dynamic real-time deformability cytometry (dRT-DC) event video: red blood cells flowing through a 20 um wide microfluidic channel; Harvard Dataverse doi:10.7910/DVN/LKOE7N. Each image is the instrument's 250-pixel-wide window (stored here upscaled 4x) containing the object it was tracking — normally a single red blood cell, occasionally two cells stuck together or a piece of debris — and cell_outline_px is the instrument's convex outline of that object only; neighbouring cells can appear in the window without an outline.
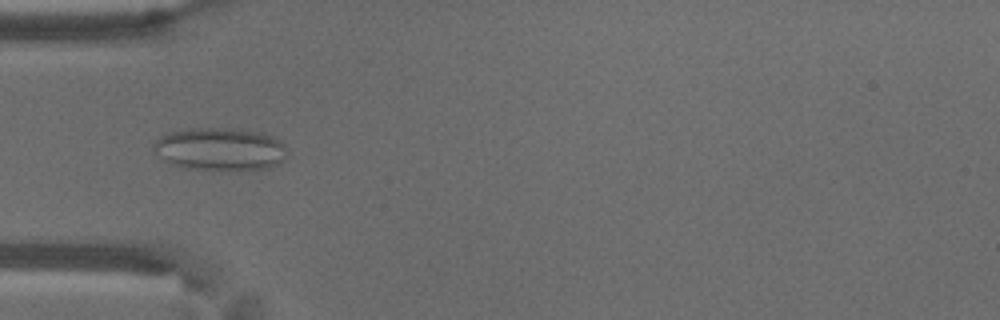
{"species": "common noctule bat (a hibernating species)", "species_latin": "Nyctalus noctula", "temperature_condition": "warm", "stored_images_in_passage": 57, "camera_frame_rate_fps": 3000, "um_per_image_px": 0.085, "animal": {"sex": "male", "body_mass_g": 18.8}, "frame": {"image": 1, "passage_image": 18, "time_ms": 5.667, "image_size_px": [1000, 320], "cell_outline_px": [[288, 156], [284, 160], [268, 168], [240, 172], [220, 172], [184, 168], [172, 164], [164, 160], [152, 148], [152, 144], [160, 136], [168, 132], [188, 128], [240, 128], [260, 132], [272, 136], [280, 140], [288, 148]], "centroid_in_image_um": [18.75, 12.7], "position_along_channel_um": 66.3, "area_um2": 34.68}}
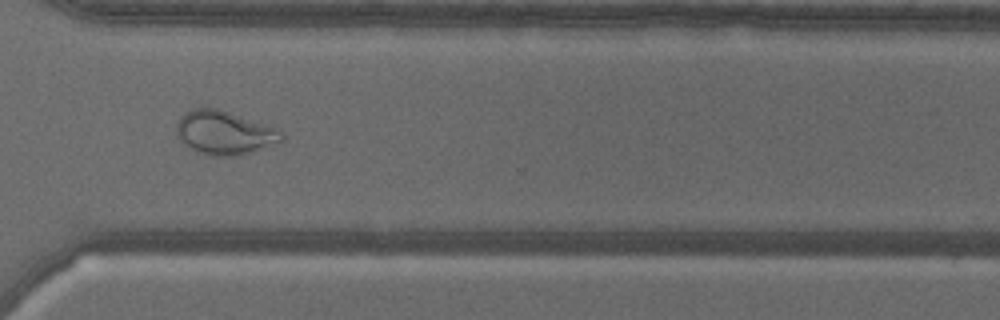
{"frame": {"image": 2, "passage_image": 42, "time_ms": 13.667, "image_size_px": [1000, 320], "cell_outline_px": [[284, 140], [280, 144], [252, 152], [236, 156], [212, 156], [200, 152], [184, 144], [176, 136], [176, 124], [180, 116], [184, 112], [192, 108], [220, 108], [272, 128], [280, 132], [284, 136]], "centroid_in_image_um": [19.05, 11.29], "position_along_channel_um": 351.6, "area_um2": 26.76}}
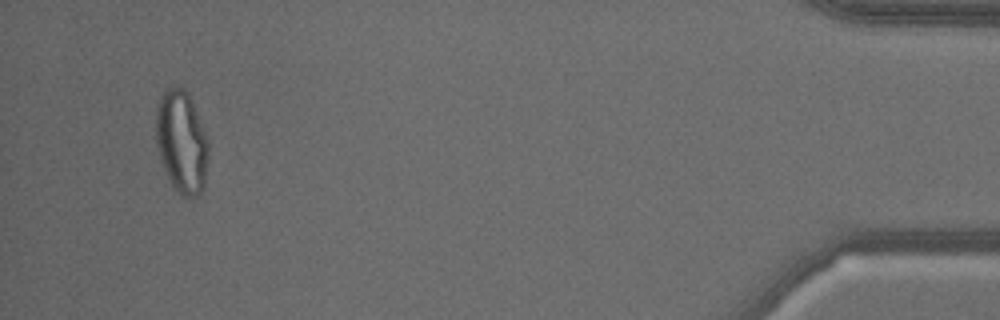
{"frame": {"image": 3, "passage_image": 54, "time_ms": 17.667, "image_size_px": [1000, 320], "cell_outline_px": [[208, 160], [204, 188], [196, 196], [188, 200], [180, 196], [172, 188], [164, 168], [156, 144], [156, 108], [160, 96], [164, 88], [172, 84], [184, 88], [188, 92], [208, 140]], "centroid_in_image_um": [15.43, 12.07], "position_along_channel_um": 419.8, "area_um2": 32.02}, "authors_computed_cell_mechanics": {"area_um2": 29.0734, "velocity_mm_per_s": 3.5652, "shape_relaxation_time_tau1_ms": null, "shape_relaxation_time_tau2_ms": 0.967, "deformation_change_tau1": null, "deformation_change_tau2": 0.083}}